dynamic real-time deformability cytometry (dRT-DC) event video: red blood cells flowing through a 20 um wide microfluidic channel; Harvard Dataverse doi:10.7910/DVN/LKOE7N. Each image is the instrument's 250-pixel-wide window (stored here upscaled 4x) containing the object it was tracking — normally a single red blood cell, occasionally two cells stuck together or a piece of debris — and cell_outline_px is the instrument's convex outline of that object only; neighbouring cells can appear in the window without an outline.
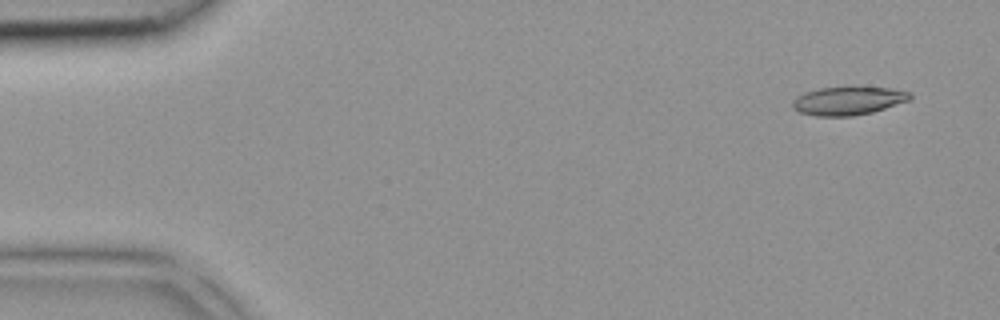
{"species": "common noctule bat (a hibernating species)", "species_latin": "Nyctalus noctula", "temperature_condition": "room temperature", "stored_images_in_passage": 40, "camera_frame_rate_fps": 3000, "um_per_image_px": 0.085, "animal": {"sex": "female", "body_mass_g": 18.4}, "frame": {"image": 1, "passage_image": 1, "time_ms": 0.0, "image_size_px": [1000, 320], "cell_outline_px": [[912, 100], [872, 112], [852, 116], [816, 116], [800, 112], [792, 108], [792, 100], [804, 92], [820, 88], [892, 88], [912, 92]], "centroid_in_image_um": [72.12, 8.58], "position_along_channel_um": 12.9, "area_um2": 19.31}}
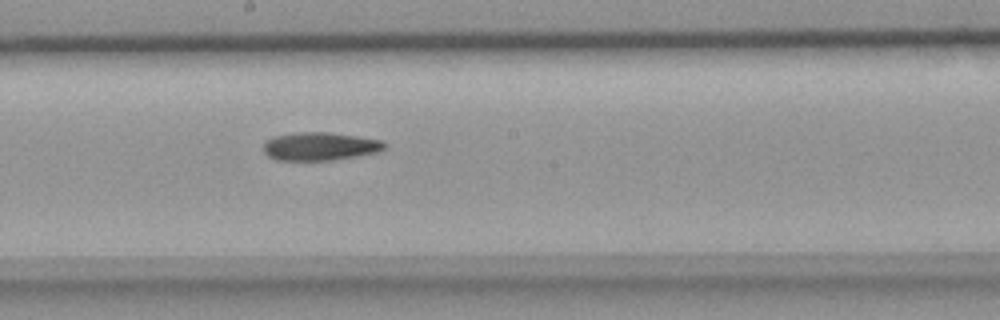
{"frame": {"image": 2, "passage_image": 21, "time_ms": 6.667, "image_size_px": [1000, 320], "cell_outline_px": [[388, 144], [380, 152], [360, 156], [332, 160], [276, 160], [268, 156], [264, 152], [264, 144], [272, 136], [296, 132], [328, 132], [356, 136], [380, 140]], "centroid_in_image_um": [27.21, 12.44], "position_along_channel_um": 221.0, "area_um2": 20.0}}
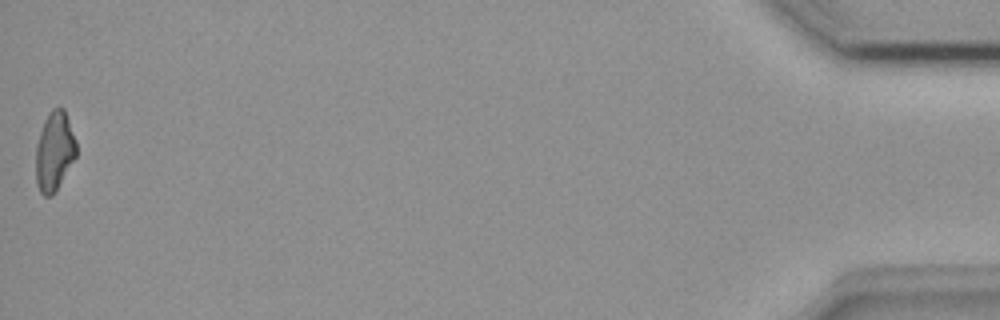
{"frame": {"image": 3, "passage_image": 40, "time_ms": 13.0, "image_size_px": [1000, 320], "cell_outline_px": [[76, 156], [52, 196], [44, 196], [40, 192], [36, 184], [36, 144], [44, 120], [48, 112], [52, 108], [60, 104], [64, 108], [76, 140]], "centroid_in_image_um": [4.61, 12.81], "position_along_channel_um": 430.6, "area_um2": 18.79}}